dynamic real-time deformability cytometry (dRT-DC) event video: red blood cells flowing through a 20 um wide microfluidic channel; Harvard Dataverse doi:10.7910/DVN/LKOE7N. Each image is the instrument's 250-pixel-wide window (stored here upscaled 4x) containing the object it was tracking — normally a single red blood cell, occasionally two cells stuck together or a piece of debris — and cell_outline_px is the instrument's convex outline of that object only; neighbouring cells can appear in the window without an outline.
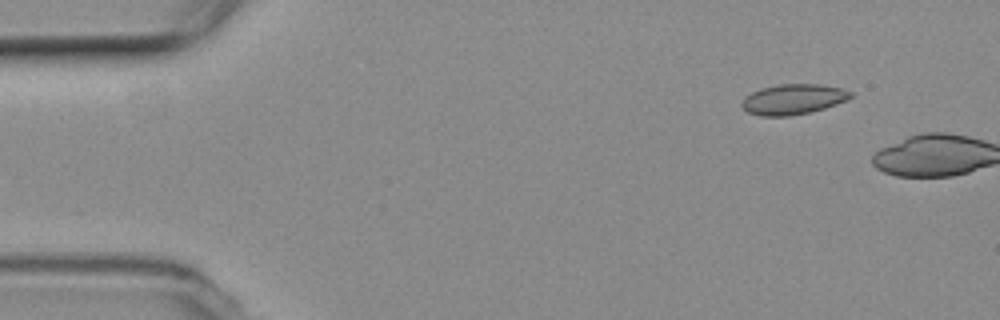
{"species": "common noctule bat (a hibernating species)", "species_latin": "Nyctalus noctula", "temperature_condition": "room temperature", "stored_images_in_passage": 2, "camera_frame_rate_fps": 3000, "um_per_image_px": 0.085, "animal": {"sex": "female", "body_mass_g": 19.3, "forearm_length_mm": 54.1}, "frame": {"image": 1, "passage_image": 1, "time_ms": 0.0, "image_size_px": [1000, 320], "cell_outline_px": [[852, 96], [848, 100], [824, 108], [808, 112], [788, 116], [760, 116], [748, 112], [740, 104], [744, 96], [760, 88], [780, 84], [820, 84], [840, 88], [852, 92]], "centroid_in_image_um": [67.39, 8.43], "position_along_channel_um": 17.6, "area_um2": 19.19}}